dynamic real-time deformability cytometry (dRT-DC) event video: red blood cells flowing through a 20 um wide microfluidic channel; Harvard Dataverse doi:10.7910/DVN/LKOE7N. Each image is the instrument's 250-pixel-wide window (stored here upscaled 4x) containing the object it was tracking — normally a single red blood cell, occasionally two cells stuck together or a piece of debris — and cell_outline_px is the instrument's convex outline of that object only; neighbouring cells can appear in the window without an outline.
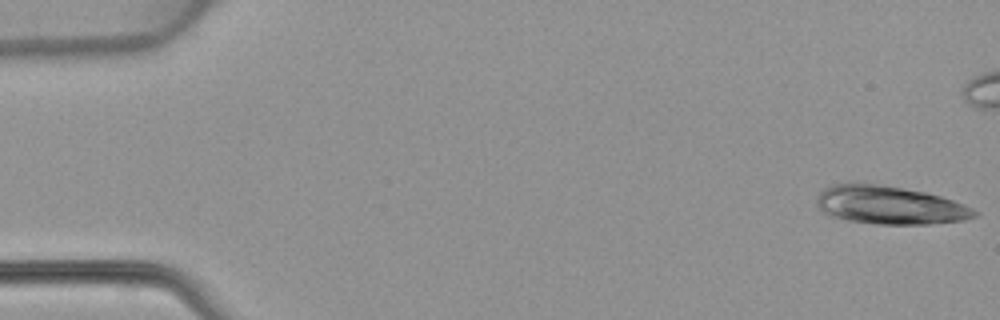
{"species": "common noctule bat (a hibernating species)", "species_latin": "Nyctalus noctula", "temperature_condition": "warm", "stored_images_in_passage": 19, "camera_frame_rate_fps": 3000, "um_per_image_px": 0.085, "animal": {"sex": "female", "body_mass_g": 22.7, "forearm_length_mm": 54.2}, "frame": {"image": 1, "passage_image": 1, "time_ms": 0.0, "image_size_px": [1000, 320], "cell_outline_px": [[980, 216], [964, 220], [928, 224], [876, 224], [848, 220], [832, 216], [824, 212], [816, 204], [816, 196], [824, 188], [832, 184], [848, 180], [856, 180], [904, 188], [924, 192], [940, 196], [964, 204], [980, 212]], "centroid_in_image_um": [75.59, 17.4], "position_along_channel_um": 9.4, "area_um2": 35.89}}